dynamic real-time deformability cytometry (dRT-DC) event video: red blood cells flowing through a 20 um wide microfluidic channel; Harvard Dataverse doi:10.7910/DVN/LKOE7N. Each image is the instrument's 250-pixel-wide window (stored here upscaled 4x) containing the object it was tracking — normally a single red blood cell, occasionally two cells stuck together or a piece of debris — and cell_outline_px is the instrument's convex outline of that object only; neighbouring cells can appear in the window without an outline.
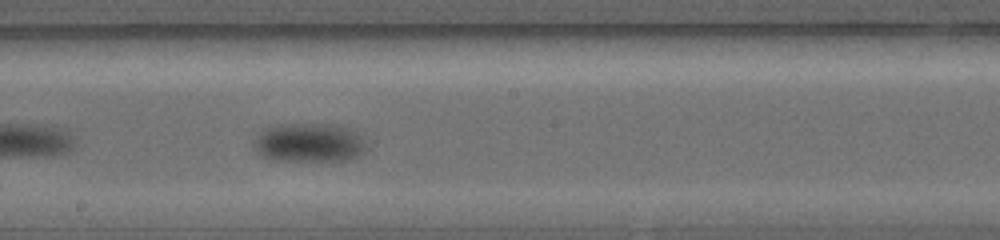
{"species": "common noctule bat (a hibernating species)", "species_latin": "Nyctalus noctula", "temperature_condition": "warm", "stored_images_in_passage": 18, "camera_frame_rate_fps": 5000, "um_per_image_px": 0.085, "animal": {"sex": "female", "body_mass_g": 19.0, "forearm_length_mm": 56.7}, "frame": {"image": 1, "passage_image": 10, "time_ms": 4.0, "image_size_px": [1000, 240], "cell_outline_px": [[368, 144], [364, 152], [348, 160], [268, 160], [260, 156], [256, 152], [252, 144], [252, 140], [256, 132], [264, 128], [280, 124], [332, 124], [356, 128], [364, 136]], "centroid_in_image_um": [26.27, 12.1], "position_along_channel_um": 221.9, "area_um2": 26.53}}
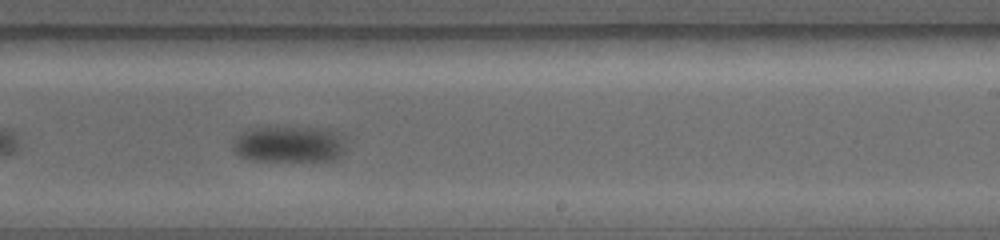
{"frame": {"image": 2, "passage_image": 12, "time_ms": 5.0, "image_size_px": [1000, 240], "cell_outline_px": [[344, 152], [340, 156], [332, 160], [252, 160], [240, 156], [232, 148], [232, 140], [240, 132], [248, 128], [328, 128], [340, 132], [344, 144]], "centroid_in_image_um": [24.56, 12.24], "position_along_channel_um": 264.4, "area_um2": 23.93}}